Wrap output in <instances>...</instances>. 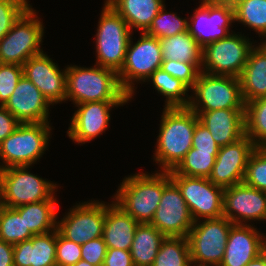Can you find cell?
<instances>
[{
  "label": "cell",
  "mask_w": 266,
  "mask_h": 266,
  "mask_svg": "<svg viewBox=\"0 0 266 266\" xmlns=\"http://www.w3.org/2000/svg\"><path fill=\"white\" fill-rule=\"evenodd\" d=\"M162 114L153 158L162 171H170L192 148L199 118L189 107H164Z\"/></svg>",
  "instance_id": "1"
},
{
  "label": "cell",
  "mask_w": 266,
  "mask_h": 266,
  "mask_svg": "<svg viewBox=\"0 0 266 266\" xmlns=\"http://www.w3.org/2000/svg\"><path fill=\"white\" fill-rule=\"evenodd\" d=\"M155 172L125 176L117 193L113 195V201L138 223H151L163 189L171 181L169 171Z\"/></svg>",
  "instance_id": "2"
},
{
  "label": "cell",
  "mask_w": 266,
  "mask_h": 266,
  "mask_svg": "<svg viewBox=\"0 0 266 266\" xmlns=\"http://www.w3.org/2000/svg\"><path fill=\"white\" fill-rule=\"evenodd\" d=\"M65 68L66 101L69 99L75 105L94 101H131L121 88L115 71L96 64L89 68L76 65Z\"/></svg>",
  "instance_id": "3"
},
{
  "label": "cell",
  "mask_w": 266,
  "mask_h": 266,
  "mask_svg": "<svg viewBox=\"0 0 266 266\" xmlns=\"http://www.w3.org/2000/svg\"><path fill=\"white\" fill-rule=\"evenodd\" d=\"M50 122L20 124L0 143V170L13 166L34 165L48 150ZM4 164V165H3Z\"/></svg>",
  "instance_id": "4"
},
{
  "label": "cell",
  "mask_w": 266,
  "mask_h": 266,
  "mask_svg": "<svg viewBox=\"0 0 266 266\" xmlns=\"http://www.w3.org/2000/svg\"><path fill=\"white\" fill-rule=\"evenodd\" d=\"M30 166H13L0 170V205L9 208L56 200L57 184L28 171Z\"/></svg>",
  "instance_id": "5"
},
{
  "label": "cell",
  "mask_w": 266,
  "mask_h": 266,
  "mask_svg": "<svg viewBox=\"0 0 266 266\" xmlns=\"http://www.w3.org/2000/svg\"><path fill=\"white\" fill-rule=\"evenodd\" d=\"M97 26L95 64L118 73L124 64L133 32L127 22L105 1Z\"/></svg>",
  "instance_id": "6"
},
{
  "label": "cell",
  "mask_w": 266,
  "mask_h": 266,
  "mask_svg": "<svg viewBox=\"0 0 266 266\" xmlns=\"http://www.w3.org/2000/svg\"><path fill=\"white\" fill-rule=\"evenodd\" d=\"M30 6L14 23L11 30L0 40V63L21 65L41 49L44 25Z\"/></svg>",
  "instance_id": "7"
},
{
  "label": "cell",
  "mask_w": 266,
  "mask_h": 266,
  "mask_svg": "<svg viewBox=\"0 0 266 266\" xmlns=\"http://www.w3.org/2000/svg\"><path fill=\"white\" fill-rule=\"evenodd\" d=\"M191 90L194 93L189 104L192 111L245 109L237 77L200 72Z\"/></svg>",
  "instance_id": "8"
},
{
  "label": "cell",
  "mask_w": 266,
  "mask_h": 266,
  "mask_svg": "<svg viewBox=\"0 0 266 266\" xmlns=\"http://www.w3.org/2000/svg\"><path fill=\"white\" fill-rule=\"evenodd\" d=\"M140 35L135 43L131 36L124 64L117 73L121 88L130 98L134 97L137 88L135 82H146L157 69L161 68L163 62L159 39L145 32Z\"/></svg>",
  "instance_id": "9"
},
{
  "label": "cell",
  "mask_w": 266,
  "mask_h": 266,
  "mask_svg": "<svg viewBox=\"0 0 266 266\" xmlns=\"http://www.w3.org/2000/svg\"><path fill=\"white\" fill-rule=\"evenodd\" d=\"M231 30L225 38L203 47L201 72L239 78L255 42ZM254 44V45H253Z\"/></svg>",
  "instance_id": "10"
},
{
  "label": "cell",
  "mask_w": 266,
  "mask_h": 266,
  "mask_svg": "<svg viewBox=\"0 0 266 266\" xmlns=\"http://www.w3.org/2000/svg\"><path fill=\"white\" fill-rule=\"evenodd\" d=\"M171 180L179 188L194 222L223 217L224 188L208 178L191 177L169 171Z\"/></svg>",
  "instance_id": "11"
},
{
  "label": "cell",
  "mask_w": 266,
  "mask_h": 266,
  "mask_svg": "<svg viewBox=\"0 0 266 266\" xmlns=\"http://www.w3.org/2000/svg\"><path fill=\"white\" fill-rule=\"evenodd\" d=\"M232 225L226 217L194 222L187 236L191 262L219 266Z\"/></svg>",
  "instance_id": "12"
},
{
  "label": "cell",
  "mask_w": 266,
  "mask_h": 266,
  "mask_svg": "<svg viewBox=\"0 0 266 266\" xmlns=\"http://www.w3.org/2000/svg\"><path fill=\"white\" fill-rule=\"evenodd\" d=\"M106 217V202L90 200L69 209L57 221V231L68 240L79 245L102 237Z\"/></svg>",
  "instance_id": "13"
},
{
  "label": "cell",
  "mask_w": 266,
  "mask_h": 266,
  "mask_svg": "<svg viewBox=\"0 0 266 266\" xmlns=\"http://www.w3.org/2000/svg\"><path fill=\"white\" fill-rule=\"evenodd\" d=\"M188 20L191 22H188V32L203 48L231 33L230 27L235 22L234 8L212 0H201Z\"/></svg>",
  "instance_id": "14"
},
{
  "label": "cell",
  "mask_w": 266,
  "mask_h": 266,
  "mask_svg": "<svg viewBox=\"0 0 266 266\" xmlns=\"http://www.w3.org/2000/svg\"><path fill=\"white\" fill-rule=\"evenodd\" d=\"M150 224L165 237H187L194 225L189 208L172 180L164 187L160 203Z\"/></svg>",
  "instance_id": "15"
},
{
  "label": "cell",
  "mask_w": 266,
  "mask_h": 266,
  "mask_svg": "<svg viewBox=\"0 0 266 266\" xmlns=\"http://www.w3.org/2000/svg\"><path fill=\"white\" fill-rule=\"evenodd\" d=\"M255 148L246 134L236 142L220 147L208 179L224 189L243 182L248 160Z\"/></svg>",
  "instance_id": "16"
},
{
  "label": "cell",
  "mask_w": 266,
  "mask_h": 266,
  "mask_svg": "<svg viewBox=\"0 0 266 266\" xmlns=\"http://www.w3.org/2000/svg\"><path fill=\"white\" fill-rule=\"evenodd\" d=\"M129 101H94L77 104L70 126L68 137L78 144H85L104 133L111 120L112 108L123 106Z\"/></svg>",
  "instance_id": "17"
},
{
  "label": "cell",
  "mask_w": 266,
  "mask_h": 266,
  "mask_svg": "<svg viewBox=\"0 0 266 266\" xmlns=\"http://www.w3.org/2000/svg\"><path fill=\"white\" fill-rule=\"evenodd\" d=\"M223 217L233 224L266 221V192L241 182L227 187L223 194Z\"/></svg>",
  "instance_id": "18"
},
{
  "label": "cell",
  "mask_w": 266,
  "mask_h": 266,
  "mask_svg": "<svg viewBox=\"0 0 266 266\" xmlns=\"http://www.w3.org/2000/svg\"><path fill=\"white\" fill-rule=\"evenodd\" d=\"M23 75L40 90L51 106L66 101V69L59 70L57 63L45 52L30 57L23 64Z\"/></svg>",
  "instance_id": "19"
},
{
  "label": "cell",
  "mask_w": 266,
  "mask_h": 266,
  "mask_svg": "<svg viewBox=\"0 0 266 266\" xmlns=\"http://www.w3.org/2000/svg\"><path fill=\"white\" fill-rule=\"evenodd\" d=\"M49 101L24 75L4 107L21 123L50 122Z\"/></svg>",
  "instance_id": "20"
},
{
  "label": "cell",
  "mask_w": 266,
  "mask_h": 266,
  "mask_svg": "<svg viewBox=\"0 0 266 266\" xmlns=\"http://www.w3.org/2000/svg\"><path fill=\"white\" fill-rule=\"evenodd\" d=\"M266 235L253 224H233L229 231L225 253L219 266H246L261 254Z\"/></svg>",
  "instance_id": "21"
},
{
  "label": "cell",
  "mask_w": 266,
  "mask_h": 266,
  "mask_svg": "<svg viewBox=\"0 0 266 266\" xmlns=\"http://www.w3.org/2000/svg\"><path fill=\"white\" fill-rule=\"evenodd\" d=\"M244 111L245 109H217L194 113L207 127L215 142L222 147L245 135Z\"/></svg>",
  "instance_id": "22"
},
{
  "label": "cell",
  "mask_w": 266,
  "mask_h": 266,
  "mask_svg": "<svg viewBox=\"0 0 266 266\" xmlns=\"http://www.w3.org/2000/svg\"><path fill=\"white\" fill-rule=\"evenodd\" d=\"M57 229L13 245L14 266H56Z\"/></svg>",
  "instance_id": "23"
},
{
  "label": "cell",
  "mask_w": 266,
  "mask_h": 266,
  "mask_svg": "<svg viewBox=\"0 0 266 266\" xmlns=\"http://www.w3.org/2000/svg\"><path fill=\"white\" fill-rule=\"evenodd\" d=\"M106 203V217L102 238L107 249L130 251L139 223L113 200Z\"/></svg>",
  "instance_id": "24"
},
{
  "label": "cell",
  "mask_w": 266,
  "mask_h": 266,
  "mask_svg": "<svg viewBox=\"0 0 266 266\" xmlns=\"http://www.w3.org/2000/svg\"><path fill=\"white\" fill-rule=\"evenodd\" d=\"M239 80L245 104L266 97V52L257 44L251 49Z\"/></svg>",
  "instance_id": "25"
},
{
  "label": "cell",
  "mask_w": 266,
  "mask_h": 266,
  "mask_svg": "<svg viewBox=\"0 0 266 266\" xmlns=\"http://www.w3.org/2000/svg\"><path fill=\"white\" fill-rule=\"evenodd\" d=\"M128 24L130 30L136 28L141 33L148 30L153 19L165 5L164 0H106ZM133 29V30H132Z\"/></svg>",
  "instance_id": "26"
},
{
  "label": "cell",
  "mask_w": 266,
  "mask_h": 266,
  "mask_svg": "<svg viewBox=\"0 0 266 266\" xmlns=\"http://www.w3.org/2000/svg\"><path fill=\"white\" fill-rule=\"evenodd\" d=\"M159 42L163 60L192 63L201 71L203 48L188 31L161 38Z\"/></svg>",
  "instance_id": "27"
},
{
  "label": "cell",
  "mask_w": 266,
  "mask_h": 266,
  "mask_svg": "<svg viewBox=\"0 0 266 266\" xmlns=\"http://www.w3.org/2000/svg\"><path fill=\"white\" fill-rule=\"evenodd\" d=\"M165 236L150 223H139L130 249L135 266H152Z\"/></svg>",
  "instance_id": "28"
},
{
  "label": "cell",
  "mask_w": 266,
  "mask_h": 266,
  "mask_svg": "<svg viewBox=\"0 0 266 266\" xmlns=\"http://www.w3.org/2000/svg\"><path fill=\"white\" fill-rule=\"evenodd\" d=\"M57 200H43L14 208L24 217L26 228L33 235L46 234L56 230Z\"/></svg>",
  "instance_id": "29"
},
{
  "label": "cell",
  "mask_w": 266,
  "mask_h": 266,
  "mask_svg": "<svg viewBox=\"0 0 266 266\" xmlns=\"http://www.w3.org/2000/svg\"><path fill=\"white\" fill-rule=\"evenodd\" d=\"M146 82H152L155 91L163 95L165 99V108L189 107L191 96L188 95L191 90L181 80L171 76L162 68L157 69Z\"/></svg>",
  "instance_id": "30"
},
{
  "label": "cell",
  "mask_w": 266,
  "mask_h": 266,
  "mask_svg": "<svg viewBox=\"0 0 266 266\" xmlns=\"http://www.w3.org/2000/svg\"><path fill=\"white\" fill-rule=\"evenodd\" d=\"M191 256L187 237H165L152 266H190Z\"/></svg>",
  "instance_id": "31"
},
{
  "label": "cell",
  "mask_w": 266,
  "mask_h": 266,
  "mask_svg": "<svg viewBox=\"0 0 266 266\" xmlns=\"http://www.w3.org/2000/svg\"><path fill=\"white\" fill-rule=\"evenodd\" d=\"M218 152L191 148L173 171L179 175L208 178Z\"/></svg>",
  "instance_id": "32"
},
{
  "label": "cell",
  "mask_w": 266,
  "mask_h": 266,
  "mask_svg": "<svg viewBox=\"0 0 266 266\" xmlns=\"http://www.w3.org/2000/svg\"><path fill=\"white\" fill-rule=\"evenodd\" d=\"M245 134L257 146H266V97L247 102L244 111Z\"/></svg>",
  "instance_id": "33"
},
{
  "label": "cell",
  "mask_w": 266,
  "mask_h": 266,
  "mask_svg": "<svg viewBox=\"0 0 266 266\" xmlns=\"http://www.w3.org/2000/svg\"><path fill=\"white\" fill-rule=\"evenodd\" d=\"M235 22L253 29L259 37L266 34V0H243L234 7Z\"/></svg>",
  "instance_id": "34"
},
{
  "label": "cell",
  "mask_w": 266,
  "mask_h": 266,
  "mask_svg": "<svg viewBox=\"0 0 266 266\" xmlns=\"http://www.w3.org/2000/svg\"><path fill=\"white\" fill-rule=\"evenodd\" d=\"M33 234L24 222V217L14 209L0 205V239L15 245L29 240Z\"/></svg>",
  "instance_id": "35"
},
{
  "label": "cell",
  "mask_w": 266,
  "mask_h": 266,
  "mask_svg": "<svg viewBox=\"0 0 266 266\" xmlns=\"http://www.w3.org/2000/svg\"><path fill=\"white\" fill-rule=\"evenodd\" d=\"M165 6L158 12V15L145 32L149 36L161 39L188 31L189 20L180 18L177 13L167 12Z\"/></svg>",
  "instance_id": "36"
},
{
  "label": "cell",
  "mask_w": 266,
  "mask_h": 266,
  "mask_svg": "<svg viewBox=\"0 0 266 266\" xmlns=\"http://www.w3.org/2000/svg\"><path fill=\"white\" fill-rule=\"evenodd\" d=\"M243 182L266 192V146H257L251 154Z\"/></svg>",
  "instance_id": "37"
},
{
  "label": "cell",
  "mask_w": 266,
  "mask_h": 266,
  "mask_svg": "<svg viewBox=\"0 0 266 266\" xmlns=\"http://www.w3.org/2000/svg\"><path fill=\"white\" fill-rule=\"evenodd\" d=\"M28 0H0V40L18 18L31 6Z\"/></svg>",
  "instance_id": "38"
},
{
  "label": "cell",
  "mask_w": 266,
  "mask_h": 266,
  "mask_svg": "<svg viewBox=\"0 0 266 266\" xmlns=\"http://www.w3.org/2000/svg\"><path fill=\"white\" fill-rule=\"evenodd\" d=\"M23 76V66L0 63V105L4 106Z\"/></svg>",
  "instance_id": "39"
},
{
  "label": "cell",
  "mask_w": 266,
  "mask_h": 266,
  "mask_svg": "<svg viewBox=\"0 0 266 266\" xmlns=\"http://www.w3.org/2000/svg\"><path fill=\"white\" fill-rule=\"evenodd\" d=\"M161 68L171 76L181 80L192 89L201 72L194 64L177 61L163 60Z\"/></svg>",
  "instance_id": "40"
},
{
  "label": "cell",
  "mask_w": 266,
  "mask_h": 266,
  "mask_svg": "<svg viewBox=\"0 0 266 266\" xmlns=\"http://www.w3.org/2000/svg\"><path fill=\"white\" fill-rule=\"evenodd\" d=\"M81 245L64 238L57 231L56 266H73L82 259Z\"/></svg>",
  "instance_id": "41"
},
{
  "label": "cell",
  "mask_w": 266,
  "mask_h": 266,
  "mask_svg": "<svg viewBox=\"0 0 266 266\" xmlns=\"http://www.w3.org/2000/svg\"><path fill=\"white\" fill-rule=\"evenodd\" d=\"M81 260L94 266H102L107 252V246L102 237L93 239L81 245Z\"/></svg>",
  "instance_id": "42"
},
{
  "label": "cell",
  "mask_w": 266,
  "mask_h": 266,
  "mask_svg": "<svg viewBox=\"0 0 266 266\" xmlns=\"http://www.w3.org/2000/svg\"><path fill=\"white\" fill-rule=\"evenodd\" d=\"M192 148L204 151H219L220 149V146L215 142L207 127L200 121L195 126Z\"/></svg>",
  "instance_id": "43"
},
{
  "label": "cell",
  "mask_w": 266,
  "mask_h": 266,
  "mask_svg": "<svg viewBox=\"0 0 266 266\" xmlns=\"http://www.w3.org/2000/svg\"><path fill=\"white\" fill-rule=\"evenodd\" d=\"M102 266H135L130 251L107 249Z\"/></svg>",
  "instance_id": "44"
},
{
  "label": "cell",
  "mask_w": 266,
  "mask_h": 266,
  "mask_svg": "<svg viewBox=\"0 0 266 266\" xmlns=\"http://www.w3.org/2000/svg\"><path fill=\"white\" fill-rule=\"evenodd\" d=\"M21 123L0 105V143L12 134Z\"/></svg>",
  "instance_id": "45"
},
{
  "label": "cell",
  "mask_w": 266,
  "mask_h": 266,
  "mask_svg": "<svg viewBox=\"0 0 266 266\" xmlns=\"http://www.w3.org/2000/svg\"><path fill=\"white\" fill-rule=\"evenodd\" d=\"M0 266H14L13 245L0 239Z\"/></svg>",
  "instance_id": "46"
},
{
  "label": "cell",
  "mask_w": 266,
  "mask_h": 266,
  "mask_svg": "<svg viewBox=\"0 0 266 266\" xmlns=\"http://www.w3.org/2000/svg\"><path fill=\"white\" fill-rule=\"evenodd\" d=\"M246 266H266V262L263 256L260 254L259 256L254 258L252 261H250Z\"/></svg>",
  "instance_id": "47"
},
{
  "label": "cell",
  "mask_w": 266,
  "mask_h": 266,
  "mask_svg": "<svg viewBox=\"0 0 266 266\" xmlns=\"http://www.w3.org/2000/svg\"><path fill=\"white\" fill-rule=\"evenodd\" d=\"M212 1H215V2H218L220 4H224V5H227L229 7H236L239 3H241L243 0H212Z\"/></svg>",
  "instance_id": "48"
},
{
  "label": "cell",
  "mask_w": 266,
  "mask_h": 266,
  "mask_svg": "<svg viewBox=\"0 0 266 266\" xmlns=\"http://www.w3.org/2000/svg\"><path fill=\"white\" fill-rule=\"evenodd\" d=\"M261 255L263 256L266 262V238L264 239L263 244H262Z\"/></svg>",
  "instance_id": "49"
},
{
  "label": "cell",
  "mask_w": 266,
  "mask_h": 266,
  "mask_svg": "<svg viewBox=\"0 0 266 266\" xmlns=\"http://www.w3.org/2000/svg\"><path fill=\"white\" fill-rule=\"evenodd\" d=\"M263 36H264L265 39L262 38L261 40H262L263 42H261V40H260V43H258V46L266 52V34L263 35ZM263 39H264V40H263Z\"/></svg>",
  "instance_id": "50"
},
{
  "label": "cell",
  "mask_w": 266,
  "mask_h": 266,
  "mask_svg": "<svg viewBox=\"0 0 266 266\" xmlns=\"http://www.w3.org/2000/svg\"><path fill=\"white\" fill-rule=\"evenodd\" d=\"M73 266H94V265H91V264H89L88 262H86L84 260H80Z\"/></svg>",
  "instance_id": "51"
},
{
  "label": "cell",
  "mask_w": 266,
  "mask_h": 266,
  "mask_svg": "<svg viewBox=\"0 0 266 266\" xmlns=\"http://www.w3.org/2000/svg\"><path fill=\"white\" fill-rule=\"evenodd\" d=\"M190 266H218V265H214V264H197V263H194V262H191V265Z\"/></svg>",
  "instance_id": "52"
}]
</instances>
